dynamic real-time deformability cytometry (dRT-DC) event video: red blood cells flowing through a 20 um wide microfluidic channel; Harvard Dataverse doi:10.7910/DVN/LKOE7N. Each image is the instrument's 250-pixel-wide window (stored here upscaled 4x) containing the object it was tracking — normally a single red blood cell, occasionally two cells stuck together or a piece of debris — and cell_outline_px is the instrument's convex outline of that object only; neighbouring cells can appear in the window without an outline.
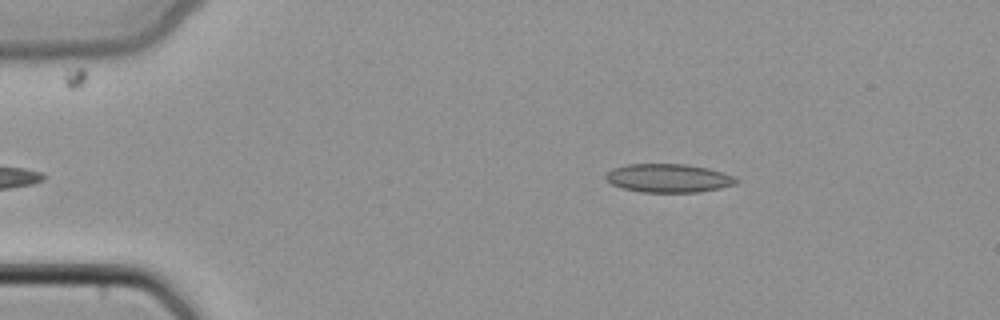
{"species": "common noctule bat (a hibernating species)", "species_latin": "Nyctalus noctula", "temperature_condition": "cold", "stored_images_in_passage": 44, "camera_frame_rate_fps": 3000, "um_per_image_px": 0.085, "animal": {"sex": "female", "body_mass_g": 22.7, "forearm_length_mm": 54.2}, "frame": {"image": 1, "passage_image": 5, "time_ms": 1.333, "image_size_px": [1000, 320], "cell_outline_px": [[740, 180], [736, 184], [720, 188], [700, 192], [640, 192], [624, 188], [612, 184], [604, 176], [612, 168], [628, 164], [688, 164], [708, 168], [736, 176]], "centroid_in_image_um": [56.87, 15.14], "position_along_channel_um": 28.1, "area_um2": 21.79}}
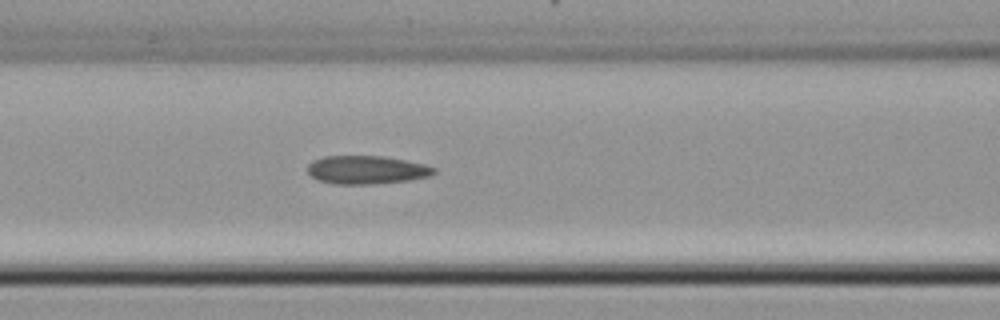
{"frame": {"image": 2, "passage_image": 17, "time_ms": 5.333, "image_size_px": [1000, 320], "cell_outline_px": [[436, 172], [428, 176], [408, 180], [372, 184], [332, 184], [316, 180], [308, 172], [308, 164], [312, 160], [324, 156], [384, 156], [424, 164], [436, 168]], "centroid_in_image_um": [31.12, 14.44], "position_along_channel_um": 135.5, "area_um2": 20.87}}
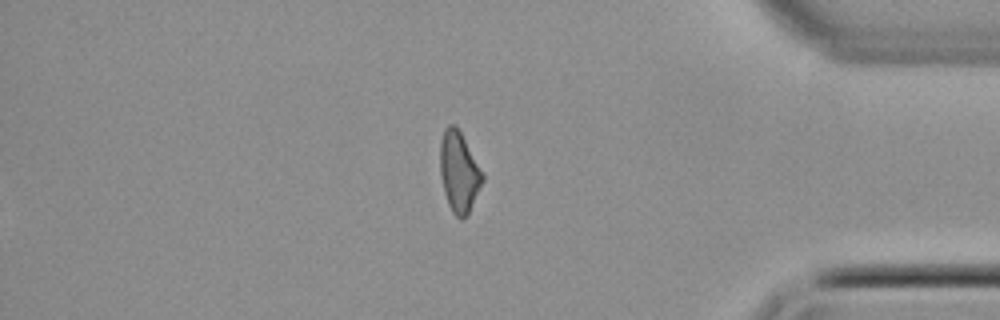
{"frame": {"image": 3, "passage_image": 37, "time_ms": 12.0, "image_size_px": [1000, 320], "cell_outline_px": [[484, 180], [468, 216], [456, 216], [452, 212], [448, 204], [444, 192], [440, 176], [440, 140], [444, 128], [448, 124], [456, 124], [484, 172]], "centroid_in_image_um": [39.02, 14.58], "position_along_channel_um": 396.2, "area_um2": 20.23}}